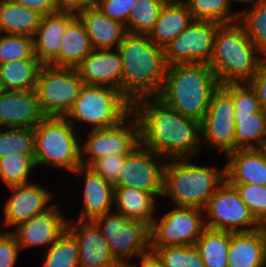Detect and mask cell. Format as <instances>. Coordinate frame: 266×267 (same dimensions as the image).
<instances>
[{
  "label": "cell",
  "instance_id": "1",
  "mask_svg": "<svg viewBox=\"0 0 266 267\" xmlns=\"http://www.w3.org/2000/svg\"><path fill=\"white\" fill-rule=\"evenodd\" d=\"M132 114L139 123L140 145L165 160L189 159L200 152V122L184 117L159 98L136 100Z\"/></svg>",
  "mask_w": 266,
  "mask_h": 267
},
{
  "label": "cell",
  "instance_id": "2",
  "mask_svg": "<svg viewBox=\"0 0 266 267\" xmlns=\"http://www.w3.org/2000/svg\"><path fill=\"white\" fill-rule=\"evenodd\" d=\"M117 50L122 59L121 93L131 103L157 97L167 70L163 48L148 35L127 33Z\"/></svg>",
  "mask_w": 266,
  "mask_h": 267
},
{
  "label": "cell",
  "instance_id": "3",
  "mask_svg": "<svg viewBox=\"0 0 266 267\" xmlns=\"http://www.w3.org/2000/svg\"><path fill=\"white\" fill-rule=\"evenodd\" d=\"M219 86L213 70L207 64H175L167 66L157 98L184 117L201 122L212 93Z\"/></svg>",
  "mask_w": 266,
  "mask_h": 267
},
{
  "label": "cell",
  "instance_id": "4",
  "mask_svg": "<svg viewBox=\"0 0 266 267\" xmlns=\"http://www.w3.org/2000/svg\"><path fill=\"white\" fill-rule=\"evenodd\" d=\"M260 56L242 24L235 21L217 27L208 66L220 86L248 83L258 70Z\"/></svg>",
  "mask_w": 266,
  "mask_h": 267
},
{
  "label": "cell",
  "instance_id": "5",
  "mask_svg": "<svg viewBox=\"0 0 266 267\" xmlns=\"http://www.w3.org/2000/svg\"><path fill=\"white\" fill-rule=\"evenodd\" d=\"M188 158L166 160L163 172V193L176 206L203 209L209 198L226 180L221 169L196 165Z\"/></svg>",
  "mask_w": 266,
  "mask_h": 267
},
{
  "label": "cell",
  "instance_id": "6",
  "mask_svg": "<svg viewBox=\"0 0 266 267\" xmlns=\"http://www.w3.org/2000/svg\"><path fill=\"white\" fill-rule=\"evenodd\" d=\"M76 132L65 117L46 116L34 128L36 168L49 165L74 172L82 166L81 139Z\"/></svg>",
  "mask_w": 266,
  "mask_h": 267
},
{
  "label": "cell",
  "instance_id": "7",
  "mask_svg": "<svg viewBox=\"0 0 266 267\" xmlns=\"http://www.w3.org/2000/svg\"><path fill=\"white\" fill-rule=\"evenodd\" d=\"M132 113V103L118 90L104 85L84 84L65 118L74 126L80 122L92 129L119 125Z\"/></svg>",
  "mask_w": 266,
  "mask_h": 267
},
{
  "label": "cell",
  "instance_id": "8",
  "mask_svg": "<svg viewBox=\"0 0 266 267\" xmlns=\"http://www.w3.org/2000/svg\"><path fill=\"white\" fill-rule=\"evenodd\" d=\"M106 239L114 260L121 267H132L129 258L140 257L150 250V226L111 212L93 221ZM131 264V265H130Z\"/></svg>",
  "mask_w": 266,
  "mask_h": 267
},
{
  "label": "cell",
  "instance_id": "9",
  "mask_svg": "<svg viewBox=\"0 0 266 267\" xmlns=\"http://www.w3.org/2000/svg\"><path fill=\"white\" fill-rule=\"evenodd\" d=\"M83 85L75 68L42 65L34 90L42 113L65 117Z\"/></svg>",
  "mask_w": 266,
  "mask_h": 267
},
{
  "label": "cell",
  "instance_id": "10",
  "mask_svg": "<svg viewBox=\"0 0 266 267\" xmlns=\"http://www.w3.org/2000/svg\"><path fill=\"white\" fill-rule=\"evenodd\" d=\"M203 211L207 215L205 226L212 230L238 233L262 227L242 202L237 189L226 180L209 198Z\"/></svg>",
  "mask_w": 266,
  "mask_h": 267
},
{
  "label": "cell",
  "instance_id": "11",
  "mask_svg": "<svg viewBox=\"0 0 266 267\" xmlns=\"http://www.w3.org/2000/svg\"><path fill=\"white\" fill-rule=\"evenodd\" d=\"M203 215V209L176 206L160 220L154 218L150 226V247L194 246L206 228Z\"/></svg>",
  "mask_w": 266,
  "mask_h": 267
},
{
  "label": "cell",
  "instance_id": "12",
  "mask_svg": "<svg viewBox=\"0 0 266 267\" xmlns=\"http://www.w3.org/2000/svg\"><path fill=\"white\" fill-rule=\"evenodd\" d=\"M89 132L85 143H80L81 164L85 167L109 155H129L140 145L139 123L132 113L119 125L106 129H92Z\"/></svg>",
  "mask_w": 266,
  "mask_h": 267
},
{
  "label": "cell",
  "instance_id": "13",
  "mask_svg": "<svg viewBox=\"0 0 266 267\" xmlns=\"http://www.w3.org/2000/svg\"><path fill=\"white\" fill-rule=\"evenodd\" d=\"M219 25L213 21L193 20L163 49L167 66L175 64L208 65Z\"/></svg>",
  "mask_w": 266,
  "mask_h": 267
},
{
  "label": "cell",
  "instance_id": "14",
  "mask_svg": "<svg viewBox=\"0 0 266 267\" xmlns=\"http://www.w3.org/2000/svg\"><path fill=\"white\" fill-rule=\"evenodd\" d=\"M201 141L226 156L235 151V111L232 96L219 86L210 98L208 110L200 122ZM210 145V146H209Z\"/></svg>",
  "mask_w": 266,
  "mask_h": 267
},
{
  "label": "cell",
  "instance_id": "15",
  "mask_svg": "<svg viewBox=\"0 0 266 267\" xmlns=\"http://www.w3.org/2000/svg\"><path fill=\"white\" fill-rule=\"evenodd\" d=\"M164 162L166 160L162 156L139 145L125 157L113 186L134 187L149 192L155 199L162 197Z\"/></svg>",
  "mask_w": 266,
  "mask_h": 267
},
{
  "label": "cell",
  "instance_id": "16",
  "mask_svg": "<svg viewBox=\"0 0 266 267\" xmlns=\"http://www.w3.org/2000/svg\"><path fill=\"white\" fill-rule=\"evenodd\" d=\"M8 188L12 192L4 207L5 217L2 221V227H17L32 217L45 213L54 206V204L47 205L53 198L52 193L43 186L31 183V181Z\"/></svg>",
  "mask_w": 266,
  "mask_h": 267
},
{
  "label": "cell",
  "instance_id": "17",
  "mask_svg": "<svg viewBox=\"0 0 266 267\" xmlns=\"http://www.w3.org/2000/svg\"><path fill=\"white\" fill-rule=\"evenodd\" d=\"M54 206L45 213L36 215L19 224L13 231L20 251L32 246H44L45 251L55 243L67 228V219Z\"/></svg>",
  "mask_w": 266,
  "mask_h": 267
},
{
  "label": "cell",
  "instance_id": "18",
  "mask_svg": "<svg viewBox=\"0 0 266 267\" xmlns=\"http://www.w3.org/2000/svg\"><path fill=\"white\" fill-rule=\"evenodd\" d=\"M67 229L78 243L79 267H121L93 221H67Z\"/></svg>",
  "mask_w": 266,
  "mask_h": 267
},
{
  "label": "cell",
  "instance_id": "19",
  "mask_svg": "<svg viewBox=\"0 0 266 267\" xmlns=\"http://www.w3.org/2000/svg\"><path fill=\"white\" fill-rule=\"evenodd\" d=\"M45 117L34 90H4L0 94L1 128L34 129Z\"/></svg>",
  "mask_w": 266,
  "mask_h": 267
},
{
  "label": "cell",
  "instance_id": "20",
  "mask_svg": "<svg viewBox=\"0 0 266 267\" xmlns=\"http://www.w3.org/2000/svg\"><path fill=\"white\" fill-rule=\"evenodd\" d=\"M75 69L83 84L109 86L121 92L122 59L117 49H93Z\"/></svg>",
  "mask_w": 266,
  "mask_h": 267
},
{
  "label": "cell",
  "instance_id": "21",
  "mask_svg": "<svg viewBox=\"0 0 266 267\" xmlns=\"http://www.w3.org/2000/svg\"><path fill=\"white\" fill-rule=\"evenodd\" d=\"M85 177L83 189V208L79 221H94L98 217L111 213L114 205V186L90 167L80 166L74 172Z\"/></svg>",
  "mask_w": 266,
  "mask_h": 267
},
{
  "label": "cell",
  "instance_id": "22",
  "mask_svg": "<svg viewBox=\"0 0 266 267\" xmlns=\"http://www.w3.org/2000/svg\"><path fill=\"white\" fill-rule=\"evenodd\" d=\"M225 176L228 183H252L266 186L264 148L237 149L226 155Z\"/></svg>",
  "mask_w": 266,
  "mask_h": 267
},
{
  "label": "cell",
  "instance_id": "23",
  "mask_svg": "<svg viewBox=\"0 0 266 267\" xmlns=\"http://www.w3.org/2000/svg\"><path fill=\"white\" fill-rule=\"evenodd\" d=\"M76 16L70 11H60L41 17L33 36L34 54L43 65H49L58 55L67 24Z\"/></svg>",
  "mask_w": 266,
  "mask_h": 267
},
{
  "label": "cell",
  "instance_id": "24",
  "mask_svg": "<svg viewBox=\"0 0 266 267\" xmlns=\"http://www.w3.org/2000/svg\"><path fill=\"white\" fill-rule=\"evenodd\" d=\"M266 266V226L249 232H230L228 267Z\"/></svg>",
  "mask_w": 266,
  "mask_h": 267
},
{
  "label": "cell",
  "instance_id": "25",
  "mask_svg": "<svg viewBox=\"0 0 266 267\" xmlns=\"http://www.w3.org/2000/svg\"><path fill=\"white\" fill-rule=\"evenodd\" d=\"M76 15L84 24L93 49H117L127 34L124 24L105 16L96 5L79 10Z\"/></svg>",
  "mask_w": 266,
  "mask_h": 267
},
{
  "label": "cell",
  "instance_id": "26",
  "mask_svg": "<svg viewBox=\"0 0 266 267\" xmlns=\"http://www.w3.org/2000/svg\"><path fill=\"white\" fill-rule=\"evenodd\" d=\"M193 20L185 2H166L148 36L156 46L164 49Z\"/></svg>",
  "mask_w": 266,
  "mask_h": 267
},
{
  "label": "cell",
  "instance_id": "27",
  "mask_svg": "<svg viewBox=\"0 0 266 267\" xmlns=\"http://www.w3.org/2000/svg\"><path fill=\"white\" fill-rule=\"evenodd\" d=\"M149 192L128 186H114L115 212L151 226L157 211L156 201Z\"/></svg>",
  "mask_w": 266,
  "mask_h": 267
},
{
  "label": "cell",
  "instance_id": "28",
  "mask_svg": "<svg viewBox=\"0 0 266 267\" xmlns=\"http://www.w3.org/2000/svg\"><path fill=\"white\" fill-rule=\"evenodd\" d=\"M92 50L84 24L76 15L65 28L59 55L49 65L75 68Z\"/></svg>",
  "mask_w": 266,
  "mask_h": 267
},
{
  "label": "cell",
  "instance_id": "29",
  "mask_svg": "<svg viewBox=\"0 0 266 267\" xmlns=\"http://www.w3.org/2000/svg\"><path fill=\"white\" fill-rule=\"evenodd\" d=\"M42 15L16 4L13 0H0V33L34 36Z\"/></svg>",
  "mask_w": 266,
  "mask_h": 267
},
{
  "label": "cell",
  "instance_id": "30",
  "mask_svg": "<svg viewBox=\"0 0 266 267\" xmlns=\"http://www.w3.org/2000/svg\"><path fill=\"white\" fill-rule=\"evenodd\" d=\"M42 63L38 58L13 60L0 64V81L4 90L32 91Z\"/></svg>",
  "mask_w": 266,
  "mask_h": 267
},
{
  "label": "cell",
  "instance_id": "31",
  "mask_svg": "<svg viewBox=\"0 0 266 267\" xmlns=\"http://www.w3.org/2000/svg\"><path fill=\"white\" fill-rule=\"evenodd\" d=\"M266 145V111L235 115V150L263 148Z\"/></svg>",
  "mask_w": 266,
  "mask_h": 267
},
{
  "label": "cell",
  "instance_id": "32",
  "mask_svg": "<svg viewBox=\"0 0 266 267\" xmlns=\"http://www.w3.org/2000/svg\"><path fill=\"white\" fill-rule=\"evenodd\" d=\"M230 232L205 228L195 243L205 267H228Z\"/></svg>",
  "mask_w": 266,
  "mask_h": 267
},
{
  "label": "cell",
  "instance_id": "33",
  "mask_svg": "<svg viewBox=\"0 0 266 267\" xmlns=\"http://www.w3.org/2000/svg\"><path fill=\"white\" fill-rule=\"evenodd\" d=\"M238 21L262 57H266V0H258L251 8L241 9Z\"/></svg>",
  "mask_w": 266,
  "mask_h": 267
},
{
  "label": "cell",
  "instance_id": "34",
  "mask_svg": "<svg viewBox=\"0 0 266 267\" xmlns=\"http://www.w3.org/2000/svg\"><path fill=\"white\" fill-rule=\"evenodd\" d=\"M194 20L213 21L219 24L239 20V12L231 10L230 0H186L184 1Z\"/></svg>",
  "mask_w": 266,
  "mask_h": 267
},
{
  "label": "cell",
  "instance_id": "35",
  "mask_svg": "<svg viewBox=\"0 0 266 267\" xmlns=\"http://www.w3.org/2000/svg\"><path fill=\"white\" fill-rule=\"evenodd\" d=\"M44 253L42 267H79L78 243L67 228Z\"/></svg>",
  "mask_w": 266,
  "mask_h": 267
},
{
  "label": "cell",
  "instance_id": "36",
  "mask_svg": "<svg viewBox=\"0 0 266 267\" xmlns=\"http://www.w3.org/2000/svg\"><path fill=\"white\" fill-rule=\"evenodd\" d=\"M165 3V0H137L125 26L127 33L148 35Z\"/></svg>",
  "mask_w": 266,
  "mask_h": 267
},
{
  "label": "cell",
  "instance_id": "37",
  "mask_svg": "<svg viewBox=\"0 0 266 267\" xmlns=\"http://www.w3.org/2000/svg\"><path fill=\"white\" fill-rule=\"evenodd\" d=\"M35 167V156L10 153L0 158V178L7 187L29 183L30 171Z\"/></svg>",
  "mask_w": 266,
  "mask_h": 267
},
{
  "label": "cell",
  "instance_id": "38",
  "mask_svg": "<svg viewBox=\"0 0 266 267\" xmlns=\"http://www.w3.org/2000/svg\"><path fill=\"white\" fill-rule=\"evenodd\" d=\"M35 156V133L31 128L0 129V158L10 154Z\"/></svg>",
  "mask_w": 266,
  "mask_h": 267
},
{
  "label": "cell",
  "instance_id": "39",
  "mask_svg": "<svg viewBox=\"0 0 266 267\" xmlns=\"http://www.w3.org/2000/svg\"><path fill=\"white\" fill-rule=\"evenodd\" d=\"M164 267H205L195 246L150 247Z\"/></svg>",
  "mask_w": 266,
  "mask_h": 267
},
{
  "label": "cell",
  "instance_id": "40",
  "mask_svg": "<svg viewBox=\"0 0 266 267\" xmlns=\"http://www.w3.org/2000/svg\"><path fill=\"white\" fill-rule=\"evenodd\" d=\"M26 58H37L32 37L0 33V64Z\"/></svg>",
  "mask_w": 266,
  "mask_h": 267
},
{
  "label": "cell",
  "instance_id": "41",
  "mask_svg": "<svg viewBox=\"0 0 266 267\" xmlns=\"http://www.w3.org/2000/svg\"><path fill=\"white\" fill-rule=\"evenodd\" d=\"M234 186L256 220L266 226V186L252 183H229Z\"/></svg>",
  "mask_w": 266,
  "mask_h": 267
},
{
  "label": "cell",
  "instance_id": "42",
  "mask_svg": "<svg viewBox=\"0 0 266 267\" xmlns=\"http://www.w3.org/2000/svg\"><path fill=\"white\" fill-rule=\"evenodd\" d=\"M222 87L232 96L235 115H250L261 110L257 95L248 83L225 84Z\"/></svg>",
  "mask_w": 266,
  "mask_h": 267
},
{
  "label": "cell",
  "instance_id": "43",
  "mask_svg": "<svg viewBox=\"0 0 266 267\" xmlns=\"http://www.w3.org/2000/svg\"><path fill=\"white\" fill-rule=\"evenodd\" d=\"M127 155H109L95 160L89 167L114 185L119 177L121 167Z\"/></svg>",
  "mask_w": 266,
  "mask_h": 267
},
{
  "label": "cell",
  "instance_id": "44",
  "mask_svg": "<svg viewBox=\"0 0 266 267\" xmlns=\"http://www.w3.org/2000/svg\"><path fill=\"white\" fill-rule=\"evenodd\" d=\"M137 0H97L96 6L110 19L126 26Z\"/></svg>",
  "mask_w": 266,
  "mask_h": 267
},
{
  "label": "cell",
  "instance_id": "45",
  "mask_svg": "<svg viewBox=\"0 0 266 267\" xmlns=\"http://www.w3.org/2000/svg\"><path fill=\"white\" fill-rule=\"evenodd\" d=\"M19 251L13 232H0V267H14Z\"/></svg>",
  "mask_w": 266,
  "mask_h": 267
},
{
  "label": "cell",
  "instance_id": "46",
  "mask_svg": "<svg viewBox=\"0 0 266 267\" xmlns=\"http://www.w3.org/2000/svg\"><path fill=\"white\" fill-rule=\"evenodd\" d=\"M248 84L255 91L261 109L266 111V57H262L256 74Z\"/></svg>",
  "mask_w": 266,
  "mask_h": 267
},
{
  "label": "cell",
  "instance_id": "47",
  "mask_svg": "<svg viewBox=\"0 0 266 267\" xmlns=\"http://www.w3.org/2000/svg\"><path fill=\"white\" fill-rule=\"evenodd\" d=\"M16 4L38 12L40 15H50L60 12L58 0H13Z\"/></svg>",
  "mask_w": 266,
  "mask_h": 267
},
{
  "label": "cell",
  "instance_id": "48",
  "mask_svg": "<svg viewBox=\"0 0 266 267\" xmlns=\"http://www.w3.org/2000/svg\"><path fill=\"white\" fill-rule=\"evenodd\" d=\"M97 0H58L61 11L77 13L79 10L96 5Z\"/></svg>",
  "mask_w": 266,
  "mask_h": 267
},
{
  "label": "cell",
  "instance_id": "49",
  "mask_svg": "<svg viewBox=\"0 0 266 267\" xmlns=\"http://www.w3.org/2000/svg\"><path fill=\"white\" fill-rule=\"evenodd\" d=\"M139 259H141L140 267H164L159 257L152 250L142 254Z\"/></svg>",
  "mask_w": 266,
  "mask_h": 267
},
{
  "label": "cell",
  "instance_id": "50",
  "mask_svg": "<svg viewBox=\"0 0 266 267\" xmlns=\"http://www.w3.org/2000/svg\"><path fill=\"white\" fill-rule=\"evenodd\" d=\"M235 1H237V2H250L251 4L250 5H252V4H254L256 1H258V0H230V2L232 3V2H235Z\"/></svg>",
  "mask_w": 266,
  "mask_h": 267
},
{
  "label": "cell",
  "instance_id": "51",
  "mask_svg": "<svg viewBox=\"0 0 266 267\" xmlns=\"http://www.w3.org/2000/svg\"><path fill=\"white\" fill-rule=\"evenodd\" d=\"M166 2H184V0H165ZM186 1V0H185Z\"/></svg>",
  "mask_w": 266,
  "mask_h": 267
},
{
  "label": "cell",
  "instance_id": "52",
  "mask_svg": "<svg viewBox=\"0 0 266 267\" xmlns=\"http://www.w3.org/2000/svg\"><path fill=\"white\" fill-rule=\"evenodd\" d=\"M3 91H4V89H3L2 83H1V81H0V94H1Z\"/></svg>",
  "mask_w": 266,
  "mask_h": 267
}]
</instances>
